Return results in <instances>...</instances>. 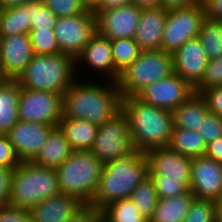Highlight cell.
<instances>
[{
	"label": "cell",
	"mask_w": 222,
	"mask_h": 222,
	"mask_svg": "<svg viewBox=\"0 0 222 222\" xmlns=\"http://www.w3.org/2000/svg\"><path fill=\"white\" fill-rule=\"evenodd\" d=\"M121 99L116 82L99 84L78 77L63 94V118L83 119L99 126L121 109Z\"/></svg>",
	"instance_id": "obj_1"
},
{
	"label": "cell",
	"mask_w": 222,
	"mask_h": 222,
	"mask_svg": "<svg viewBox=\"0 0 222 222\" xmlns=\"http://www.w3.org/2000/svg\"><path fill=\"white\" fill-rule=\"evenodd\" d=\"M121 109L127 115L135 150L168 147L174 128L172 112L146 104L136 96L122 97Z\"/></svg>",
	"instance_id": "obj_2"
},
{
	"label": "cell",
	"mask_w": 222,
	"mask_h": 222,
	"mask_svg": "<svg viewBox=\"0 0 222 222\" xmlns=\"http://www.w3.org/2000/svg\"><path fill=\"white\" fill-rule=\"evenodd\" d=\"M149 176L145 152L135 150L103 167L95 197L91 201L100 211L113 201L130 198L134 189Z\"/></svg>",
	"instance_id": "obj_3"
},
{
	"label": "cell",
	"mask_w": 222,
	"mask_h": 222,
	"mask_svg": "<svg viewBox=\"0 0 222 222\" xmlns=\"http://www.w3.org/2000/svg\"><path fill=\"white\" fill-rule=\"evenodd\" d=\"M78 75L75 59L70 55H34L17 81L23 88L63 95Z\"/></svg>",
	"instance_id": "obj_4"
},
{
	"label": "cell",
	"mask_w": 222,
	"mask_h": 222,
	"mask_svg": "<svg viewBox=\"0 0 222 222\" xmlns=\"http://www.w3.org/2000/svg\"><path fill=\"white\" fill-rule=\"evenodd\" d=\"M104 164L91 151H73L56 168L60 193L83 204L91 203L98 189Z\"/></svg>",
	"instance_id": "obj_5"
},
{
	"label": "cell",
	"mask_w": 222,
	"mask_h": 222,
	"mask_svg": "<svg viewBox=\"0 0 222 222\" xmlns=\"http://www.w3.org/2000/svg\"><path fill=\"white\" fill-rule=\"evenodd\" d=\"M60 194L55 169L21 161L13 170L10 205L30 210L46 198Z\"/></svg>",
	"instance_id": "obj_6"
},
{
	"label": "cell",
	"mask_w": 222,
	"mask_h": 222,
	"mask_svg": "<svg viewBox=\"0 0 222 222\" xmlns=\"http://www.w3.org/2000/svg\"><path fill=\"white\" fill-rule=\"evenodd\" d=\"M174 73L173 56L162 49L140 51L138 58L125 68L116 81L122 97L136 96L146 86Z\"/></svg>",
	"instance_id": "obj_7"
},
{
	"label": "cell",
	"mask_w": 222,
	"mask_h": 222,
	"mask_svg": "<svg viewBox=\"0 0 222 222\" xmlns=\"http://www.w3.org/2000/svg\"><path fill=\"white\" fill-rule=\"evenodd\" d=\"M135 151L127 115L120 109L99 125L91 152L104 165Z\"/></svg>",
	"instance_id": "obj_8"
},
{
	"label": "cell",
	"mask_w": 222,
	"mask_h": 222,
	"mask_svg": "<svg viewBox=\"0 0 222 222\" xmlns=\"http://www.w3.org/2000/svg\"><path fill=\"white\" fill-rule=\"evenodd\" d=\"M63 95L21 87L18 120L57 127L63 118Z\"/></svg>",
	"instance_id": "obj_9"
},
{
	"label": "cell",
	"mask_w": 222,
	"mask_h": 222,
	"mask_svg": "<svg viewBox=\"0 0 222 222\" xmlns=\"http://www.w3.org/2000/svg\"><path fill=\"white\" fill-rule=\"evenodd\" d=\"M204 18L202 2L190 8L168 11L161 49L172 54L188 40L198 38Z\"/></svg>",
	"instance_id": "obj_10"
},
{
	"label": "cell",
	"mask_w": 222,
	"mask_h": 222,
	"mask_svg": "<svg viewBox=\"0 0 222 222\" xmlns=\"http://www.w3.org/2000/svg\"><path fill=\"white\" fill-rule=\"evenodd\" d=\"M97 32L94 11L57 18L54 33L60 52L76 59Z\"/></svg>",
	"instance_id": "obj_11"
},
{
	"label": "cell",
	"mask_w": 222,
	"mask_h": 222,
	"mask_svg": "<svg viewBox=\"0 0 222 222\" xmlns=\"http://www.w3.org/2000/svg\"><path fill=\"white\" fill-rule=\"evenodd\" d=\"M194 93L178 74L173 73L142 89L136 97L142 102L172 112Z\"/></svg>",
	"instance_id": "obj_12"
},
{
	"label": "cell",
	"mask_w": 222,
	"mask_h": 222,
	"mask_svg": "<svg viewBox=\"0 0 222 222\" xmlns=\"http://www.w3.org/2000/svg\"><path fill=\"white\" fill-rule=\"evenodd\" d=\"M141 12L133 3L94 11L97 32L110 40L134 38Z\"/></svg>",
	"instance_id": "obj_13"
},
{
	"label": "cell",
	"mask_w": 222,
	"mask_h": 222,
	"mask_svg": "<svg viewBox=\"0 0 222 222\" xmlns=\"http://www.w3.org/2000/svg\"><path fill=\"white\" fill-rule=\"evenodd\" d=\"M189 189L194 198L222 199V163L205 155L192 158Z\"/></svg>",
	"instance_id": "obj_14"
},
{
	"label": "cell",
	"mask_w": 222,
	"mask_h": 222,
	"mask_svg": "<svg viewBox=\"0 0 222 222\" xmlns=\"http://www.w3.org/2000/svg\"><path fill=\"white\" fill-rule=\"evenodd\" d=\"M149 175L165 176V179L180 180L188 188L192 169V158L169 147L153 148L145 152Z\"/></svg>",
	"instance_id": "obj_15"
},
{
	"label": "cell",
	"mask_w": 222,
	"mask_h": 222,
	"mask_svg": "<svg viewBox=\"0 0 222 222\" xmlns=\"http://www.w3.org/2000/svg\"><path fill=\"white\" fill-rule=\"evenodd\" d=\"M54 127L19 120L6 135L20 161H33Z\"/></svg>",
	"instance_id": "obj_16"
},
{
	"label": "cell",
	"mask_w": 222,
	"mask_h": 222,
	"mask_svg": "<svg viewBox=\"0 0 222 222\" xmlns=\"http://www.w3.org/2000/svg\"><path fill=\"white\" fill-rule=\"evenodd\" d=\"M33 56L29 34L0 37V68L7 79L17 80Z\"/></svg>",
	"instance_id": "obj_17"
},
{
	"label": "cell",
	"mask_w": 222,
	"mask_h": 222,
	"mask_svg": "<svg viewBox=\"0 0 222 222\" xmlns=\"http://www.w3.org/2000/svg\"><path fill=\"white\" fill-rule=\"evenodd\" d=\"M172 56L174 73L195 88L201 82L208 63L199 38L188 40Z\"/></svg>",
	"instance_id": "obj_18"
},
{
	"label": "cell",
	"mask_w": 222,
	"mask_h": 222,
	"mask_svg": "<svg viewBox=\"0 0 222 222\" xmlns=\"http://www.w3.org/2000/svg\"><path fill=\"white\" fill-rule=\"evenodd\" d=\"M75 62L76 72H78L77 68L82 62L86 67L96 71L94 73L98 72L103 77L106 76L108 81L116 82L120 75L113 63L111 40L98 32L92 36L82 53L75 59Z\"/></svg>",
	"instance_id": "obj_19"
},
{
	"label": "cell",
	"mask_w": 222,
	"mask_h": 222,
	"mask_svg": "<svg viewBox=\"0 0 222 222\" xmlns=\"http://www.w3.org/2000/svg\"><path fill=\"white\" fill-rule=\"evenodd\" d=\"M167 12L163 7L142 9L134 36L141 51L161 49Z\"/></svg>",
	"instance_id": "obj_20"
},
{
	"label": "cell",
	"mask_w": 222,
	"mask_h": 222,
	"mask_svg": "<svg viewBox=\"0 0 222 222\" xmlns=\"http://www.w3.org/2000/svg\"><path fill=\"white\" fill-rule=\"evenodd\" d=\"M83 203L65 194L46 198L30 209L34 222H65Z\"/></svg>",
	"instance_id": "obj_21"
},
{
	"label": "cell",
	"mask_w": 222,
	"mask_h": 222,
	"mask_svg": "<svg viewBox=\"0 0 222 222\" xmlns=\"http://www.w3.org/2000/svg\"><path fill=\"white\" fill-rule=\"evenodd\" d=\"M73 150L59 126L48 135L41 151L33 162L41 167L56 169L72 154Z\"/></svg>",
	"instance_id": "obj_22"
},
{
	"label": "cell",
	"mask_w": 222,
	"mask_h": 222,
	"mask_svg": "<svg viewBox=\"0 0 222 222\" xmlns=\"http://www.w3.org/2000/svg\"><path fill=\"white\" fill-rule=\"evenodd\" d=\"M73 151H91L98 126L83 119L62 118L59 122Z\"/></svg>",
	"instance_id": "obj_23"
},
{
	"label": "cell",
	"mask_w": 222,
	"mask_h": 222,
	"mask_svg": "<svg viewBox=\"0 0 222 222\" xmlns=\"http://www.w3.org/2000/svg\"><path fill=\"white\" fill-rule=\"evenodd\" d=\"M208 112L206 99L201 94L193 93L172 111L174 127L197 131Z\"/></svg>",
	"instance_id": "obj_24"
},
{
	"label": "cell",
	"mask_w": 222,
	"mask_h": 222,
	"mask_svg": "<svg viewBox=\"0 0 222 222\" xmlns=\"http://www.w3.org/2000/svg\"><path fill=\"white\" fill-rule=\"evenodd\" d=\"M21 86L17 80L8 79L0 86V134H7L18 120V100Z\"/></svg>",
	"instance_id": "obj_25"
},
{
	"label": "cell",
	"mask_w": 222,
	"mask_h": 222,
	"mask_svg": "<svg viewBox=\"0 0 222 222\" xmlns=\"http://www.w3.org/2000/svg\"><path fill=\"white\" fill-rule=\"evenodd\" d=\"M193 198L191 191L179 196L158 198L156 209L149 222H183Z\"/></svg>",
	"instance_id": "obj_26"
},
{
	"label": "cell",
	"mask_w": 222,
	"mask_h": 222,
	"mask_svg": "<svg viewBox=\"0 0 222 222\" xmlns=\"http://www.w3.org/2000/svg\"><path fill=\"white\" fill-rule=\"evenodd\" d=\"M168 147L190 158L203 156L206 152L204 138L198 131L178 127L173 128Z\"/></svg>",
	"instance_id": "obj_27"
},
{
	"label": "cell",
	"mask_w": 222,
	"mask_h": 222,
	"mask_svg": "<svg viewBox=\"0 0 222 222\" xmlns=\"http://www.w3.org/2000/svg\"><path fill=\"white\" fill-rule=\"evenodd\" d=\"M30 31V10L25 5L3 8L0 23V37L29 34Z\"/></svg>",
	"instance_id": "obj_28"
},
{
	"label": "cell",
	"mask_w": 222,
	"mask_h": 222,
	"mask_svg": "<svg viewBox=\"0 0 222 222\" xmlns=\"http://www.w3.org/2000/svg\"><path fill=\"white\" fill-rule=\"evenodd\" d=\"M105 222H149L145 219L131 198L111 202L101 210Z\"/></svg>",
	"instance_id": "obj_29"
},
{
	"label": "cell",
	"mask_w": 222,
	"mask_h": 222,
	"mask_svg": "<svg viewBox=\"0 0 222 222\" xmlns=\"http://www.w3.org/2000/svg\"><path fill=\"white\" fill-rule=\"evenodd\" d=\"M208 60L222 55V21L204 18L198 36Z\"/></svg>",
	"instance_id": "obj_30"
},
{
	"label": "cell",
	"mask_w": 222,
	"mask_h": 222,
	"mask_svg": "<svg viewBox=\"0 0 222 222\" xmlns=\"http://www.w3.org/2000/svg\"><path fill=\"white\" fill-rule=\"evenodd\" d=\"M130 198L141 215L148 221L152 218L157 206L158 196L150 176L146 177L133 191Z\"/></svg>",
	"instance_id": "obj_31"
},
{
	"label": "cell",
	"mask_w": 222,
	"mask_h": 222,
	"mask_svg": "<svg viewBox=\"0 0 222 222\" xmlns=\"http://www.w3.org/2000/svg\"><path fill=\"white\" fill-rule=\"evenodd\" d=\"M111 48L113 63L119 73L131 65L141 51L134 38L111 40Z\"/></svg>",
	"instance_id": "obj_32"
},
{
	"label": "cell",
	"mask_w": 222,
	"mask_h": 222,
	"mask_svg": "<svg viewBox=\"0 0 222 222\" xmlns=\"http://www.w3.org/2000/svg\"><path fill=\"white\" fill-rule=\"evenodd\" d=\"M29 36L34 55H54L61 53L54 29H31Z\"/></svg>",
	"instance_id": "obj_33"
},
{
	"label": "cell",
	"mask_w": 222,
	"mask_h": 222,
	"mask_svg": "<svg viewBox=\"0 0 222 222\" xmlns=\"http://www.w3.org/2000/svg\"><path fill=\"white\" fill-rule=\"evenodd\" d=\"M25 6L30 10L31 29H54L57 17L42 0L29 2Z\"/></svg>",
	"instance_id": "obj_34"
},
{
	"label": "cell",
	"mask_w": 222,
	"mask_h": 222,
	"mask_svg": "<svg viewBox=\"0 0 222 222\" xmlns=\"http://www.w3.org/2000/svg\"><path fill=\"white\" fill-rule=\"evenodd\" d=\"M183 222H216L215 201L193 198Z\"/></svg>",
	"instance_id": "obj_35"
},
{
	"label": "cell",
	"mask_w": 222,
	"mask_h": 222,
	"mask_svg": "<svg viewBox=\"0 0 222 222\" xmlns=\"http://www.w3.org/2000/svg\"><path fill=\"white\" fill-rule=\"evenodd\" d=\"M222 85V55L208 60L201 82L194 88V93L202 94L205 90Z\"/></svg>",
	"instance_id": "obj_36"
},
{
	"label": "cell",
	"mask_w": 222,
	"mask_h": 222,
	"mask_svg": "<svg viewBox=\"0 0 222 222\" xmlns=\"http://www.w3.org/2000/svg\"><path fill=\"white\" fill-rule=\"evenodd\" d=\"M154 182L158 198L186 194L190 189L180 180L165 179V176L149 175Z\"/></svg>",
	"instance_id": "obj_37"
},
{
	"label": "cell",
	"mask_w": 222,
	"mask_h": 222,
	"mask_svg": "<svg viewBox=\"0 0 222 222\" xmlns=\"http://www.w3.org/2000/svg\"><path fill=\"white\" fill-rule=\"evenodd\" d=\"M43 4L48 7L57 18L71 17L89 10L82 4L81 0H42Z\"/></svg>",
	"instance_id": "obj_38"
},
{
	"label": "cell",
	"mask_w": 222,
	"mask_h": 222,
	"mask_svg": "<svg viewBox=\"0 0 222 222\" xmlns=\"http://www.w3.org/2000/svg\"><path fill=\"white\" fill-rule=\"evenodd\" d=\"M197 131L204 138L206 145L214 142L222 136V119L216 114L208 112Z\"/></svg>",
	"instance_id": "obj_39"
},
{
	"label": "cell",
	"mask_w": 222,
	"mask_h": 222,
	"mask_svg": "<svg viewBox=\"0 0 222 222\" xmlns=\"http://www.w3.org/2000/svg\"><path fill=\"white\" fill-rule=\"evenodd\" d=\"M0 222H34L30 210L15 205L0 206Z\"/></svg>",
	"instance_id": "obj_40"
},
{
	"label": "cell",
	"mask_w": 222,
	"mask_h": 222,
	"mask_svg": "<svg viewBox=\"0 0 222 222\" xmlns=\"http://www.w3.org/2000/svg\"><path fill=\"white\" fill-rule=\"evenodd\" d=\"M20 162L7 135L0 134V166L14 169Z\"/></svg>",
	"instance_id": "obj_41"
},
{
	"label": "cell",
	"mask_w": 222,
	"mask_h": 222,
	"mask_svg": "<svg viewBox=\"0 0 222 222\" xmlns=\"http://www.w3.org/2000/svg\"><path fill=\"white\" fill-rule=\"evenodd\" d=\"M101 217V211L92 204H82L65 222H96Z\"/></svg>",
	"instance_id": "obj_42"
},
{
	"label": "cell",
	"mask_w": 222,
	"mask_h": 222,
	"mask_svg": "<svg viewBox=\"0 0 222 222\" xmlns=\"http://www.w3.org/2000/svg\"><path fill=\"white\" fill-rule=\"evenodd\" d=\"M201 95L206 99L209 112L222 119V85L209 88Z\"/></svg>",
	"instance_id": "obj_43"
},
{
	"label": "cell",
	"mask_w": 222,
	"mask_h": 222,
	"mask_svg": "<svg viewBox=\"0 0 222 222\" xmlns=\"http://www.w3.org/2000/svg\"><path fill=\"white\" fill-rule=\"evenodd\" d=\"M13 170L0 166V206L10 203Z\"/></svg>",
	"instance_id": "obj_44"
},
{
	"label": "cell",
	"mask_w": 222,
	"mask_h": 222,
	"mask_svg": "<svg viewBox=\"0 0 222 222\" xmlns=\"http://www.w3.org/2000/svg\"><path fill=\"white\" fill-rule=\"evenodd\" d=\"M205 17L222 21V0H201Z\"/></svg>",
	"instance_id": "obj_45"
},
{
	"label": "cell",
	"mask_w": 222,
	"mask_h": 222,
	"mask_svg": "<svg viewBox=\"0 0 222 222\" xmlns=\"http://www.w3.org/2000/svg\"><path fill=\"white\" fill-rule=\"evenodd\" d=\"M201 0H161V7L166 10L190 8L200 4Z\"/></svg>",
	"instance_id": "obj_46"
},
{
	"label": "cell",
	"mask_w": 222,
	"mask_h": 222,
	"mask_svg": "<svg viewBox=\"0 0 222 222\" xmlns=\"http://www.w3.org/2000/svg\"><path fill=\"white\" fill-rule=\"evenodd\" d=\"M205 156L222 163V136L206 145Z\"/></svg>",
	"instance_id": "obj_47"
},
{
	"label": "cell",
	"mask_w": 222,
	"mask_h": 222,
	"mask_svg": "<svg viewBox=\"0 0 222 222\" xmlns=\"http://www.w3.org/2000/svg\"><path fill=\"white\" fill-rule=\"evenodd\" d=\"M129 3H131V0H101L99 7L95 11H101L102 9H108Z\"/></svg>",
	"instance_id": "obj_48"
},
{
	"label": "cell",
	"mask_w": 222,
	"mask_h": 222,
	"mask_svg": "<svg viewBox=\"0 0 222 222\" xmlns=\"http://www.w3.org/2000/svg\"><path fill=\"white\" fill-rule=\"evenodd\" d=\"M131 3L137 5L141 9L161 7V0H131Z\"/></svg>",
	"instance_id": "obj_49"
},
{
	"label": "cell",
	"mask_w": 222,
	"mask_h": 222,
	"mask_svg": "<svg viewBox=\"0 0 222 222\" xmlns=\"http://www.w3.org/2000/svg\"><path fill=\"white\" fill-rule=\"evenodd\" d=\"M33 1L35 0H0V3L3 8H12V7L25 5Z\"/></svg>",
	"instance_id": "obj_50"
},
{
	"label": "cell",
	"mask_w": 222,
	"mask_h": 222,
	"mask_svg": "<svg viewBox=\"0 0 222 222\" xmlns=\"http://www.w3.org/2000/svg\"><path fill=\"white\" fill-rule=\"evenodd\" d=\"M81 2L87 10L95 11L99 7L101 0H81Z\"/></svg>",
	"instance_id": "obj_51"
},
{
	"label": "cell",
	"mask_w": 222,
	"mask_h": 222,
	"mask_svg": "<svg viewBox=\"0 0 222 222\" xmlns=\"http://www.w3.org/2000/svg\"><path fill=\"white\" fill-rule=\"evenodd\" d=\"M216 222H222V199L215 201Z\"/></svg>",
	"instance_id": "obj_52"
},
{
	"label": "cell",
	"mask_w": 222,
	"mask_h": 222,
	"mask_svg": "<svg viewBox=\"0 0 222 222\" xmlns=\"http://www.w3.org/2000/svg\"><path fill=\"white\" fill-rule=\"evenodd\" d=\"M7 80H8V79L5 77L3 71H2L1 68H0V86H1L4 82H6Z\"/></svg>",
	"instance_id": "obj_53"
},
{
	"label": "cell",
	"mask_w": 222,
	"mask_h": 222,
	"mask_svg": "<svg viewBox=\"0 0 222 222\" xmlns=\"http://www.w3.org/2000/svg\"><path fill=\"white\" fill-rule=\"evenodd\" d=\"M2 13H3V7H2V5H1V3H0V23H1V16H2Z\"/></svg>",
	"instance_id": "obj_54"
},
{
	"label": "cell",
	"mask_w": 222,
	"mask_h": 222,
	"mask_svg": "<svg viewBox=\"0 0 222 222\" xmlns=\"http://www.w3.org/2000/svg\"><path fill=\"white\" fill-rule=\"evenodd\" d=\"M96 222H105V220L102 217H100Z\"/></svg>",
	"instance_id": "obj_55"
}]
</instances>
